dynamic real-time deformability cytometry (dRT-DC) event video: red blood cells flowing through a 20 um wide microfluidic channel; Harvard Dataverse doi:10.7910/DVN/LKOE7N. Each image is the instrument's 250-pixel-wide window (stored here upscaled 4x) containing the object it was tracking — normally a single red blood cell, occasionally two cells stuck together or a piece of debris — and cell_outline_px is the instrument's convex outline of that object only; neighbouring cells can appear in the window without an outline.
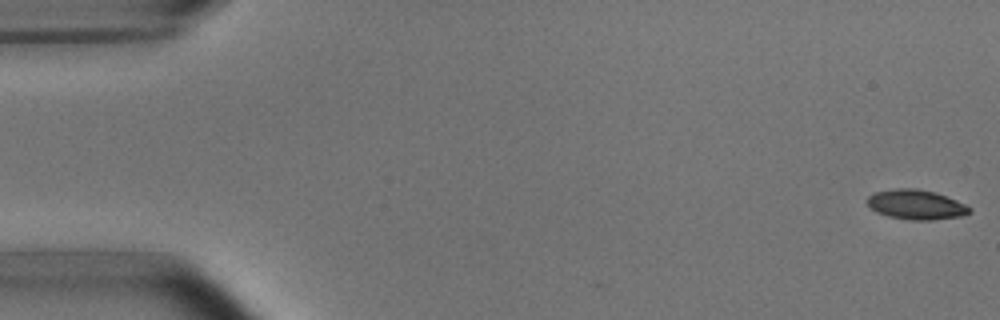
{"species": "common noctule bat (a hibernating species)", "species_latin": "Nyctalus noctula", "temperature_condition": "room temperature", "stored_images_in_passage": 5, "camera_frame_rate_fps": 3000, "um_per_image_px": 0.085, "animal": {"sex": "male", "body_mass_g": 15.6}, "frame": {"image": 1, "passage_image": 1, "time_ms": 0.0, "image_size_px": [1000, 320], "cell_outline_px": [[972, 212], [960, 216], [932, 220], [912, 220], [888, 216], [876, 212], [868, 204], [868, 196], [876, 192], [896, 188], [916, 188], [932, 192], [956, 200], [972, 208]], "centroid_in_image_um": [77.87, 17.4], "position_along_channel_um": 7.1, "area_um2": 17.46}}
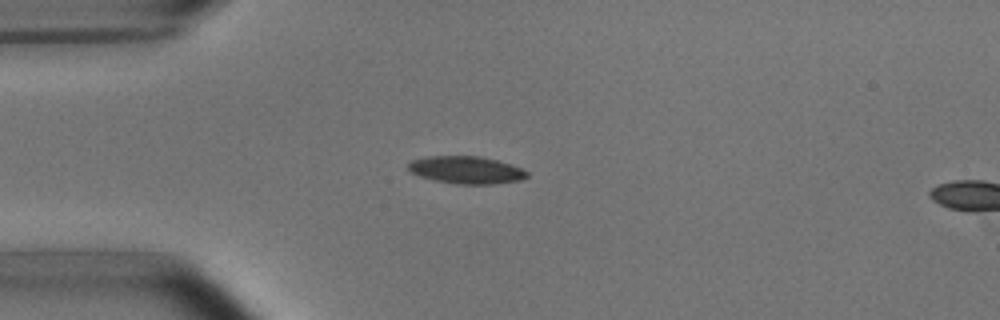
{"frame": {"image": 2, "passage_image": 4, "time_ms": 4.333, "image_size_px": [1000, 320], "cell_outline_px": [[528, 176], [520, 180], [492, 184], [456, 184], [432, 180], [408, 172], [408, 164], [412, 160], [428, 156], [480, 156], [496, 160], [520, 168], [528, 172]], "centroid_in_image_um": [39.58, 14.45], "position_along_channel_um": 45.4, "area_um2": 18.96}}